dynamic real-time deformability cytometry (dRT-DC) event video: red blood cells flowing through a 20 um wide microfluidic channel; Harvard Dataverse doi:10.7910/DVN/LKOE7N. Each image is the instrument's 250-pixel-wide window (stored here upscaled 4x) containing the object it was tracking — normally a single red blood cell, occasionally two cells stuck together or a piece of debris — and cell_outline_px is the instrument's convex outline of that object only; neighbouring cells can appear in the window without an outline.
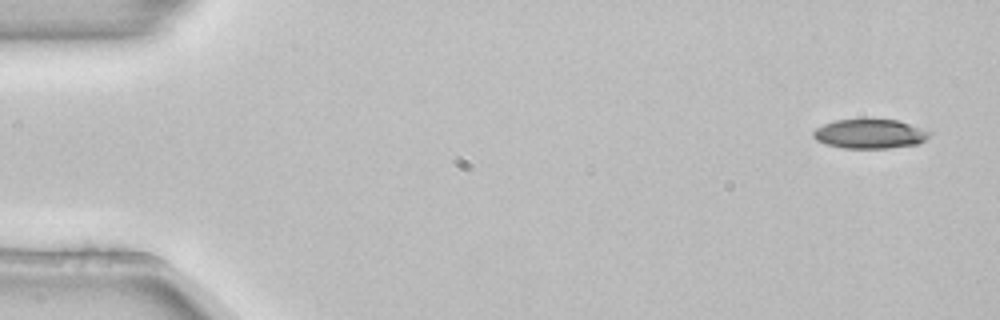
{"species": "common noctule bat (a hibernating species)", "species_latin": "Nyctalus noctula", "temperature_condition": "room temperature", "stored_images_in_passage": 4, "camera_frame_rate_fps": 3000, "um_per_image_px": 0.085, "animal": {"sex": "female", "body_mass_g": 22.7, "forearm_length_mm": 54.2}, "frame": {"image": 1, "passage_image": 1, "time_ms": 0.0, "image_size_px": [1000, 320], "cell_outline_px": [[932, 132], [924, 140], [916, 144], [888, 148], [844, 148], [828, 144], [816, 140], [812, 136], [812, 132], [816, 128], [824, 124], [836, 120], [896, 120]], "centroid_in_image_um": [73.9, 11.38], "position_along_channel_um": 11.1, "area_um2": 19.42}}
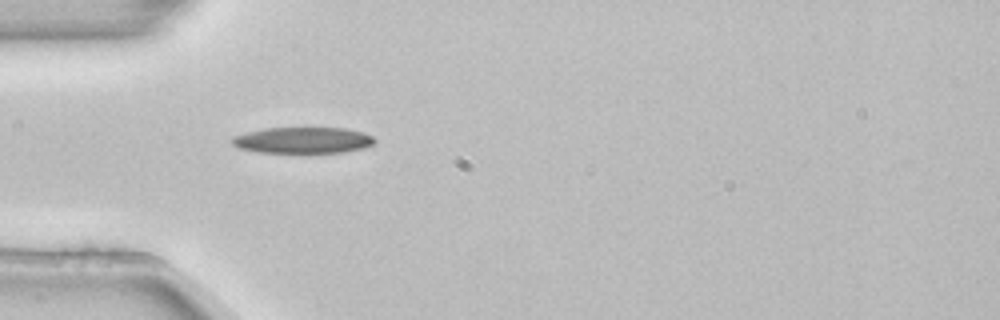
{"frame": {"image": 2, "passage_image": 4, "time_ms": 1.0, "image_size_px": [1000, 320], "cell_outline_px": [[376, 140], [372, 144], [364, 148], [344, 152], [304, 156], [260, 152], [236, 148], [232, 144], [232, 136], [248, 132], [268, 128], [344, 128], [364, 132], [372, 136]], "centroid_in_image_um": [25.75, 11.98], "position_along_channel_um": 59.3, "area_um2": 22.83}}